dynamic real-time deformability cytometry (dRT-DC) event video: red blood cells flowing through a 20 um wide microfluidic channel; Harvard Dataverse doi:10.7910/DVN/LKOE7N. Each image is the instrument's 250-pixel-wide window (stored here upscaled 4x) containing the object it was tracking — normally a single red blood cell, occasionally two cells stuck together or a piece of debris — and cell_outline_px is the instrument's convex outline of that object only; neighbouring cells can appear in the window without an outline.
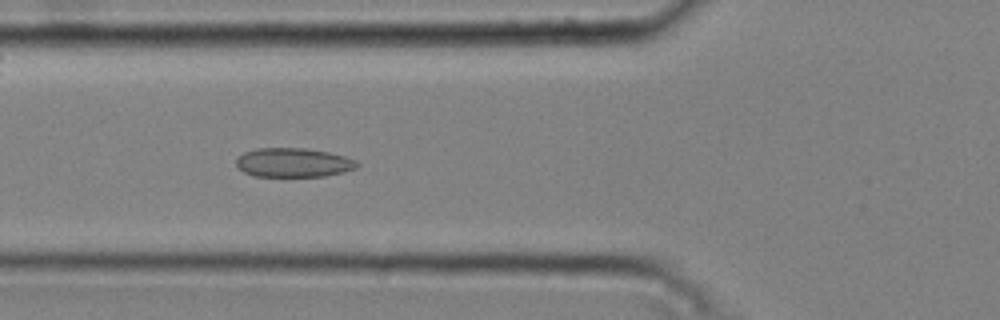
{"species": "common noctule bat (a hibernating species)", "species_latin": "Nyctalus noctula", "temperature_condition": "cold", "stored_images_in_passage": 37, "camera_frame_rate_fps": 3000, "um_per_image_px": 0.085, "animal": {"sex": "male", "body_mass_g": 20.4}, "frame": {"image": 1, "passage_image": 8, "time_ms": 2.333, "image_size_px": [1000, 320], "cell_outline_px": [[360, 164], [356, 168], [344, 172], [324, 176], [252, 176], [244, 172], [236, 164], [236, 156], [244, 152], [256, 148], [304, 148], [328, 152], [344, 156], [356, 160]], "centroid_in_image_um": [24.92, 13.81], "position_along_channel_um": 100.9, "area_um2": 20.58}}
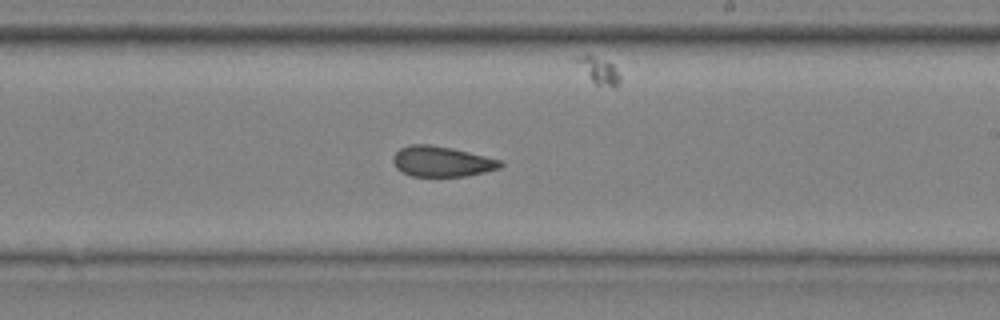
{"frame": {"image": 2, "passage_image": 20, "time_ms": 6.333, "image_size_px": [1000, 320], "cell_outline_px": [[504, 164], [500, 168], [468, 176], [412, 176], [400, 172], [396, 168], [392, 160], [392, 156], [400, 148], [408, 144], [428, 144], [452, 148], [500, 160]], "centroid_in_image_um": [37.5, 13.73], "position_along_channel_um": 251.5, "area_um2": 19.07}}
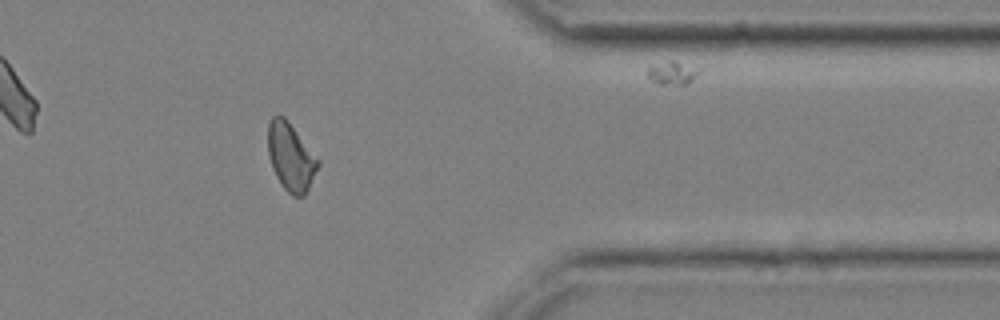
{"frame": {"image": 3, "passage_image": 32, "time_ms": 10.333, "image_size_px": [1000, 320], "cell_outline_px": [[320, 164], [304, 196], [292, 196], [280, 184], [272, 168], [268, 156], [268, 124], [272, 116], [276, 112], [284, 116], [288, 120], [320, 160]], "centroid_in_image_um": [24.7, 13.3], "position_along_channel_um": 386.7, "area_um2": 20.0}, "authors_computed_cell_mechanics": {"area_um2": 19.1896, "velocity_mm_per_s": 3.7644, "shape_relaxation_time_tau1_ms": null, "shape_relaxation_time_tau2_ms": 3.4646, "deformation_change_tau1": null, "deformation_change_tau2": 0.0908}}